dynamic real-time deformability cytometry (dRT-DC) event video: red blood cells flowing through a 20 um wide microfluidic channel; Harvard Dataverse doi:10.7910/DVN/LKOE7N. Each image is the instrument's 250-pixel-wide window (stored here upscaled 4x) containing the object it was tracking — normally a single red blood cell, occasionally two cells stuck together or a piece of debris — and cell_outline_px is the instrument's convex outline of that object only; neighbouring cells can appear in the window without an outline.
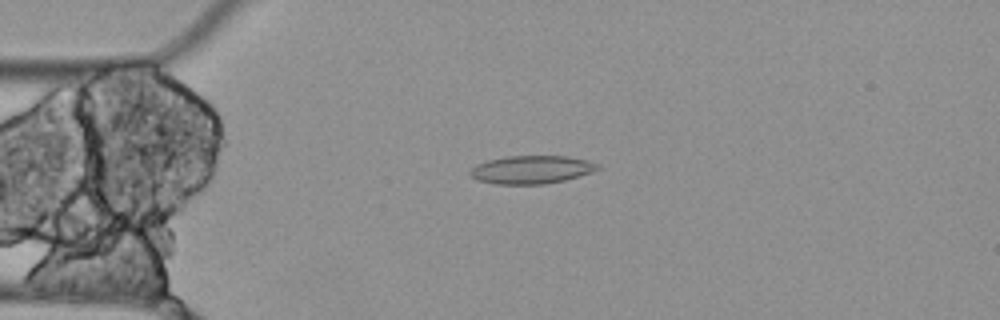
{"species": "Egyptian fruit bat (a non-hibernating species)", "species_latin": "Rousettus aegyptiacus", "temperature_condition": "cold", "stored_images_in_passage": 8, "camera_frame_rate_fps": 3000, "um_per_image_px": 0.085, "animal": {"sex": "female"}, "frame": {"image": 1, "passage_image": 1, "time_ms": 0.0, "image_size_px": [1000, 320], "cell_outline_px": [[600, 168], [592, 172], [564, 180], [544, 184], [496, 184], [476, 180], [468, 172], [476, 164], [488, 160], [508, 156], [568, 156], [588, 160], [600, 164]], "centroid_in_image_um": [45.18, 14.41], "position_along_channel_um": 39.8, "area_um2": 20.92}}
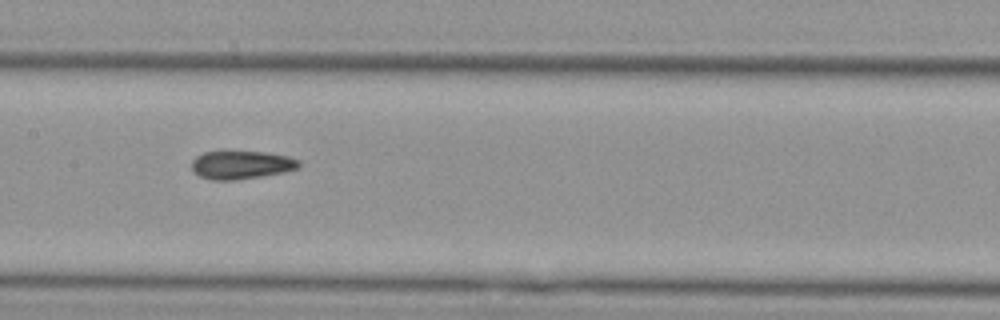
{"frame": {"image": 2, "passage_image": 5, "time_ms": 1.333, "image_size_px": [1000, 320], "cell_outline_px": [[300, 168], [284, 172], [236, 180], [212, 180], [200, 176], [192, 172], [192, 160], [196, 156], [204, 152], [220, 148], [224, 148], [264, 152], [288, 156], [300, 160]], "centroid_in_image_um": [20.46, 13.96], "position_along_channel_um": 186.9, "area_um2": 18.55}}
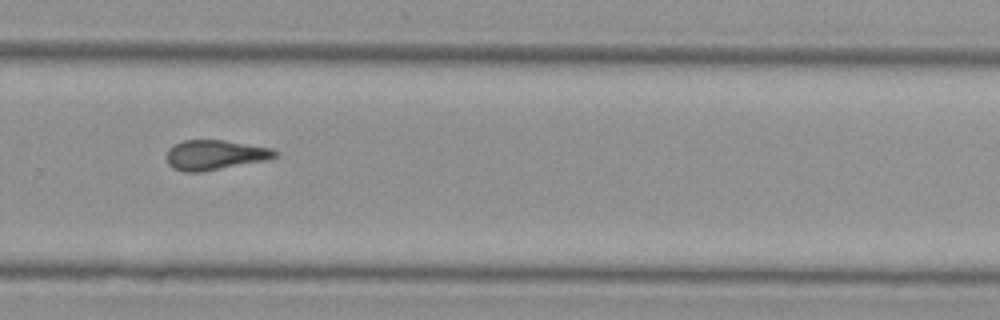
{"frame": {"image": 3, "passage_image": 8, "time_ms": 2.333, "image_size_px": [1000, 320], "cell_outline_px": [[280, 156], [268, 160], [200, 172], [184, 172], [172, 168], [168, 164], [168, 148], [184, 140], [224, 140], [272, 148], [280, 152]], "centroid_in_image_um": [18.33, 13.17], "position_along_channel_um": 311.5, "area_um2": 18.96}}